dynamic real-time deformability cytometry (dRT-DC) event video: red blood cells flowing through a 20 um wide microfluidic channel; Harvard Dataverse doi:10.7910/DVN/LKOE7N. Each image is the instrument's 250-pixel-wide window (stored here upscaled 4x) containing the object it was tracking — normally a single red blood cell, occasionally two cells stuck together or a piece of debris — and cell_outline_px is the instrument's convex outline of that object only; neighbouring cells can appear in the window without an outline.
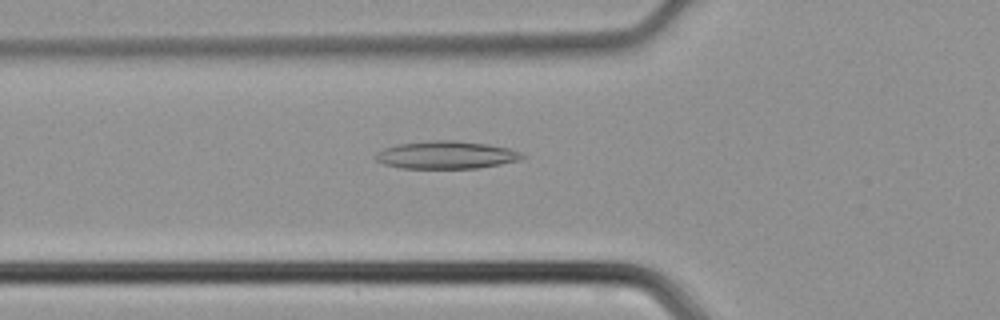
{"species": "common noctule bat (a hibernating species)", "species_latin": "Nyctalus noctula", "temperature_condition": "cold", "stored_images_in_passage": 42, "camera_frame_rate_fps": 3000, "um_per_image_px": 0.085, "animal": {"sex": "male", "body_mass_g": 21.5, "forearm_length_mm": 52.0}, "frame": {"image": 1, "passage_image": 13, "time_ms": 4.0, "image_size_px": [1000, 320], "cell_outline_px": [[528, 156], [520, 160], [500, 164], [476, 168], [400, 168], [384, 164], [376, 160], [372, 156], [376, 152], [384, 148], [400, 144], [432, 140], [452, 140], [488, 144], [508, 148], [520, 152]], "centroid_in_image_um": [37.92, 13.17], "position_along_channel_um": 87.9, "area_um2": 23.7}}
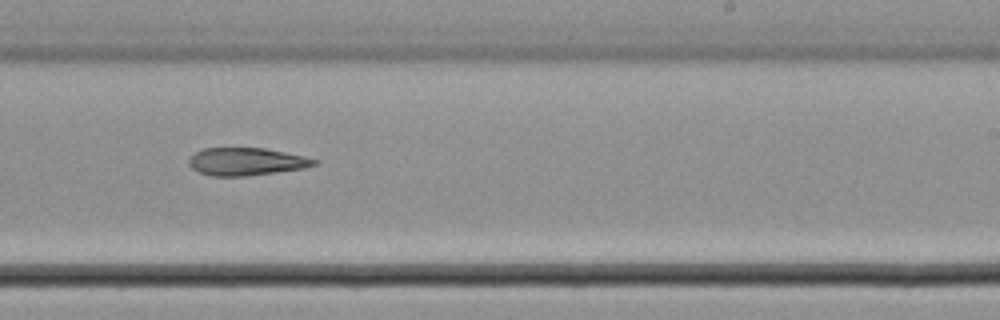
{"frame": {"image": 2, "passage_image": 25, "time_ms": 8.0, "image_size_px": [1000, 320], "cell_outline_px": [[320, 160], [316, 164], [304, 168], [244, 176], [212, 176], [200, 172], [192, 168], [188, 164], [188, 160], [196, 152], [204, 148], [264, 148], [304, 156]], "centroid_in_image_um": [20.94, 13.73], "position_along_channel_um": 268.1, "area_um2": 20.0}}
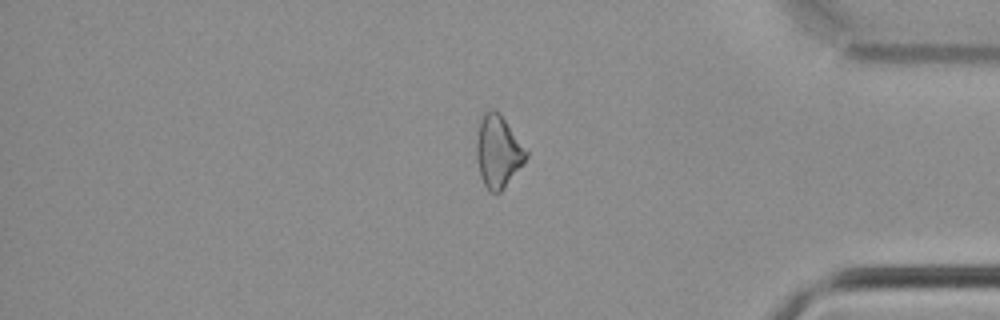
{"frame": {"image": 3, "passage_image": 35, "time_ms": 11.333, "image_size_px": [1000, 320], "cell_outline_px": [[528, 156], [524, 164], [504, 188], [500, 192], [492, 192], [484, 184], [480, 176], [476, 160], [476, 144], [480, 116], [484, 112], [492, 108], [500, 112], [528, 152]], "centroid_in_image_um": [42.33, 12.85], "position_along_channel_um": 392.9, "area_um2": 21.1}}